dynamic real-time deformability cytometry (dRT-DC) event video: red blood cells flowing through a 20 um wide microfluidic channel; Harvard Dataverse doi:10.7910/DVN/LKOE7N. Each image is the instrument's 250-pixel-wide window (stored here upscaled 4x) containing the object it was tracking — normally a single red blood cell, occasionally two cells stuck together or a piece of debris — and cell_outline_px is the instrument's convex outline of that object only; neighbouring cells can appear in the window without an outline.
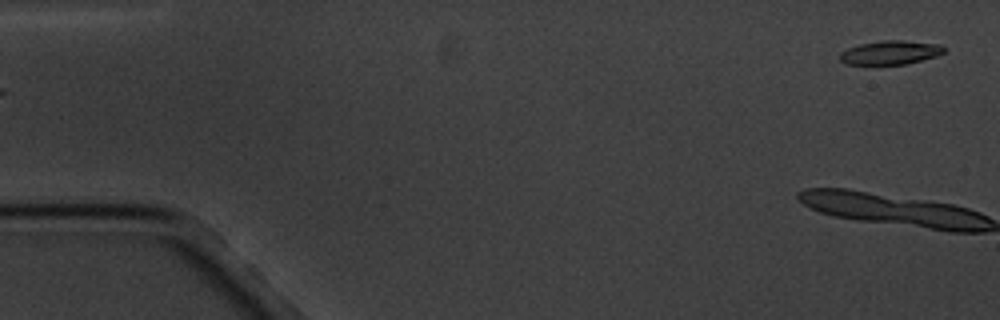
{"species": "common noctule bat (a hibernating species)", "species_latin": "Nyctalus noctula", "temperature_condition": "cold", "stored_images_in_passage": 6, "segment_of_instrument_passage": [2, 2], "camera_frame_rate_fps": 3000, "um_per_image_px": 0.085, "animal": {"sex": "male", "body_mass_g": 20.1, "forearm_length_mm": 53.5}, "frame": {"image": 1, "passage_image": 6, "time_ms": 5.667, "image_size_px": [1000, 320], "cell_outline_px": [[944, 52], [936, 56], [904, 64], [844, 64], [840, 60], [840, 52], [848, 48], [860, 44], [884, 40], [904, 40], [940, 44], [944, 48]], "centroid_in_image_um": [75.66, 4.46], "position_along_channel_um": 9.3, "area_um2": 14.33}}